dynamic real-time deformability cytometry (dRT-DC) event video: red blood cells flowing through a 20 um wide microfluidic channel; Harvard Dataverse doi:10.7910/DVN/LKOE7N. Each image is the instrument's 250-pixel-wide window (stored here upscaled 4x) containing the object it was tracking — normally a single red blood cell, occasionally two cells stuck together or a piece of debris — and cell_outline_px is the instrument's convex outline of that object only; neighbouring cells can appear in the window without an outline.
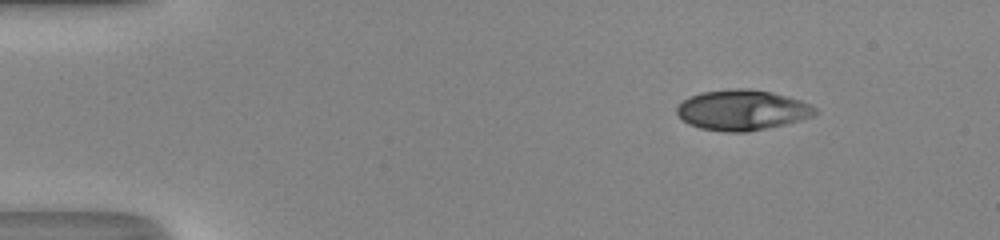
{"species": "human", "species_latin": "Homo sapiens", "temperature_condition": "room temperature", "stored_images_in_passage": 44, "camera_frame_rate_fps": 3000, "um_per_image_px": 0.085, "donor": {"sex": "male"}, "frame": {"image": 1, "passage_image": 1, "time_ms": 0.0, "image_size_px": [1000, 240], "cell_outline_px": [[820, 112], [812, 116], [800, 120], [768, 128], [744, 132], [724, 132], [700, 128], [688, 124], [676, 112], [676, 108], [684, 100], [692, 96], [704, 92], [736, 88], [748, 88], [772, 92], [800, 100], [816, 108]], "centroid_in_image_um": [63.1, 9.36], "position_along_channel_um": 21.9, "area_um2": 32.31}}
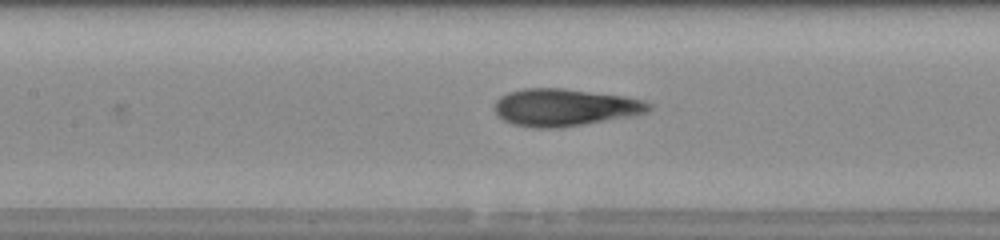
{"frame": {"image": 2, "passage_image": 18, "time_ms": 5.667, "image_size_px": [1000, 240], "cell_outline_px": [[652, 108], [648, 112], [636, 116], [560, 128], [532, 128], [512, 124], [496, 116], [492, 108], [496, 100], [500, 96], [508, 92], [524, 88], [564, 88], [624, 96], [644, 100], [652, 104]], "centroid_in_image_um": [48.0, 9.14], "position_along_channel_um": 159.4, "area_um2": 34.22}}
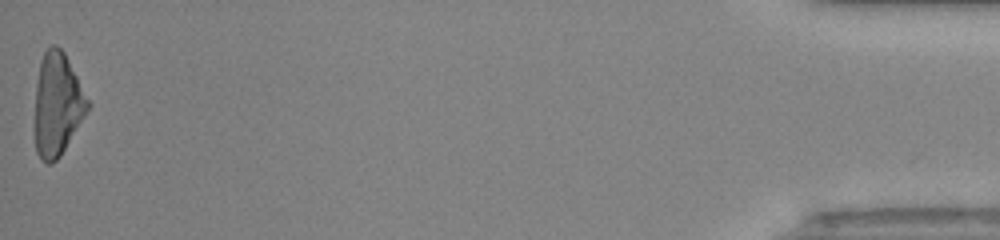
{"frame": {"image": 3, "passage_image": 44, "time_ms": 14.333, "image_size_px": [1000, 240], "cell_outline_px": [[92, 104], [60, 156], [52, 164], [48, 164], [40, 160], [36, 152], [36, 84], [40, 60], [44, 52], [52, 44], [56, 44], [64, 52]], "centroid_in_image_um": [4.89, 8.87], "position_along_channel_um": 430.3, "area_um2": 31.62}, "authors_computed_cell_mechanics": {"area_um2": 32.2524, "velocity_mm_per_s": 4.2491, "shape_relaxation_time_tau1_ms": 3.9939, "shape_relaxation_time_tau2_ms": 1.3515, "deformation_change_tau1": 0.208, "deformation_change_tau2": 0.0712}}